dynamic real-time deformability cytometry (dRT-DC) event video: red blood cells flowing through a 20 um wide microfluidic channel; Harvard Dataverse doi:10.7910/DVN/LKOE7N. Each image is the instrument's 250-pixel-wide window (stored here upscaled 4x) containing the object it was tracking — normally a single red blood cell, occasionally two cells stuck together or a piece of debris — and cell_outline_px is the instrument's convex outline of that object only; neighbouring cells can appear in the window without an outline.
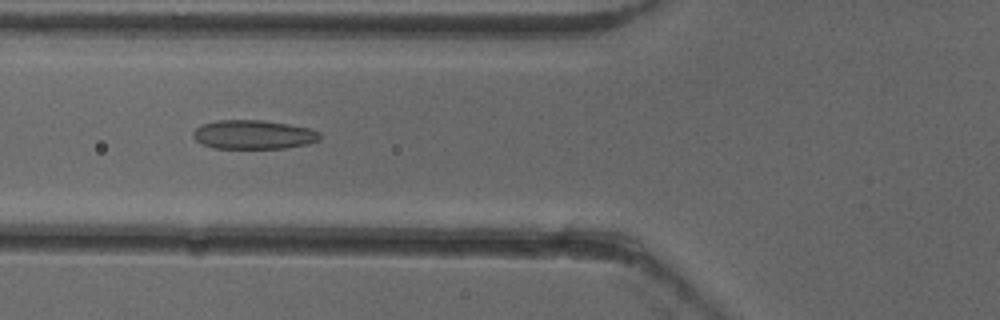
{"species": "common noctule bat (a hibernating species)", "species_latin": "Nyctalus noctula", "temperature_condition": "cold", "stored_images_in_passage": 52, "camera_frame_rate_fps": 3000, "um_per_image_px": 0.085, "animal": {"sex": "female"}, "frame": {"image": 1, "passage_image": 20, "time_ms": 6.333, "image_size_px": [1000, 320], "cell_outline_px": [[320, 140], [308, 144], [284, 148], [212, 148], [196, 140], [192, 136], [192, 132], [196, 128], [204, 124], [216, 120], [260, 120], [288, 124], [308, 128], [320, 132]], "centroid_in_image_um": [21.55, 11.44], "position_along_channel_um": 104.3, "area_um2": 21.33}}
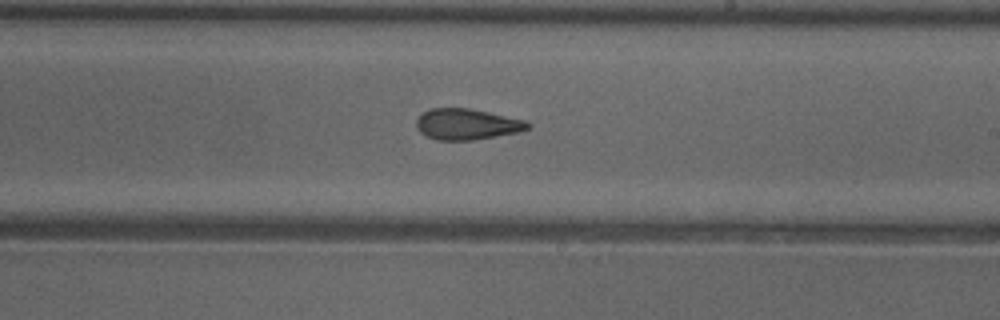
{"frame": {"image": 2, "passage_image": 31, "time_ms": 10.0, "image_size_px": [1000, 320], "cell_outline_px": [[532, 124], [528, 128], [520, 132], [472, 140], [436, 140], [420, 132], [416, 128], [416, 120], [424, 112], [432, 108], [468, 108], [528, 120]], "centroid_in_image_um": [39.72, 10.56], "position_along_channel_um": 249.3, "area_um2": 20.11}}
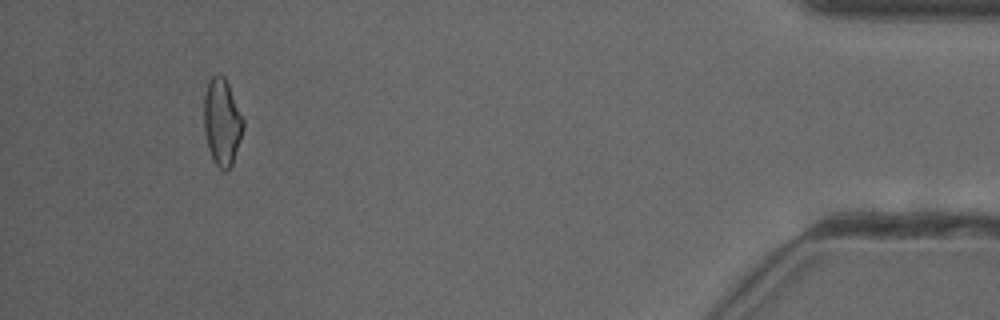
{"frame": {"image": 3, "passage_image": 49, "time_ms": 16.0, "image_size_px": [1000, 320], "cell_outline_px": [[244, 128], [232, 168], [228, 172], [224, 172], [212, 160], [208, 148], [204, 132], [204, 96], [208, 80], [212, 76], [224, 76], [228, 84], [244, 120]], "centroid_in_image_um": [18.87, 10.44], "position_along_channel_um": 416.3, "area_um2": 20.11}, "authors_computed_cell_mechanics": {"area_um2": 20.8369, "velocity_mm_per_s": 3.9429, "shape_relaxation_time_tau1_ms": null, "shape_relaxation_time_tau2_ms": 2.8616, "deformation_change_tau1": null, "deformation_change_tau2": 0.1014}}